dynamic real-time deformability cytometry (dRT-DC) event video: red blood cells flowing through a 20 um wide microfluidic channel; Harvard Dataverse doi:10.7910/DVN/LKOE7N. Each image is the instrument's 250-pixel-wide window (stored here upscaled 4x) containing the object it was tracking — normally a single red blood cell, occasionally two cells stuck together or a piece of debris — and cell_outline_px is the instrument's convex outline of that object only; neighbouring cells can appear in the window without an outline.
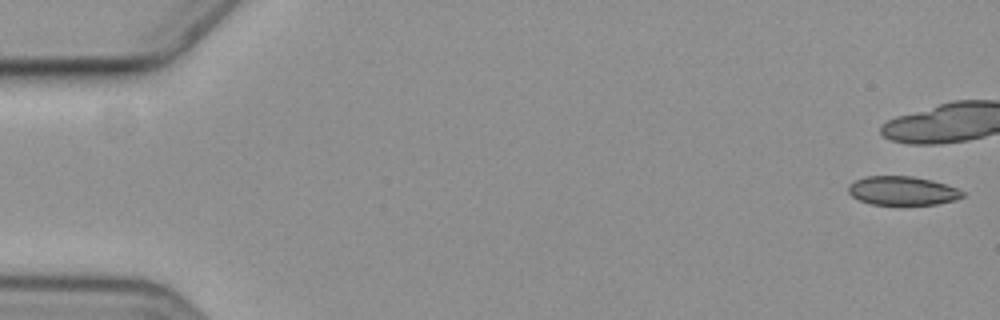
{"species": "common noctule bat (a hibernating species)", "species_latin": "Nyctalus noctula", "temperature_condition": "cold", "stored_images_in_passage": 8, "camera_frame_rate_fps": 3000, "um_per_image_px": 0.085, "animal": {"sex": "female", "body_mass_g": 19.3, "forearm_length_mm": 54.1}, "frame": {"image": 1, "passage_image": 1, "time_ms": 0.0, "image_size_px": [1000, 320], "cell_outline_px": [[964, 196], [952, 200], [936, 204], [872, 204], [860, 200], [852, 196], [848, 192], [848, 184], [856, 180], [868, 176], [912, 176], [932, 180], [956, 188], [964, 192]], "centroid_in_image_um": [76.68, 16.2], "position_along_channel_um": 8.3, "area_um2": 18.9}}
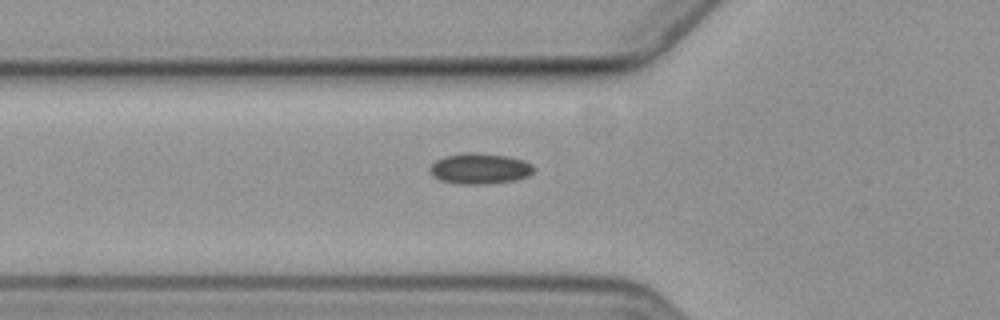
{"frame": {"image": 2, "passage_image": 8, "time_ms": 9.0, "image_size_px": [1000, 320], "cell_outline_px": [[536, 168], [528, 176], [516, 180], [488, 184], [460, 184], [440, 180], [432, 176], [428, 168], [436, 160], [444, 156], [468, 152], [508, 156], [524, 160], [532, 164]], "centroid_in_image_um": [40.78, 14.34], "position_along_channel_um": 85.0, "area_um2": 18.73}}